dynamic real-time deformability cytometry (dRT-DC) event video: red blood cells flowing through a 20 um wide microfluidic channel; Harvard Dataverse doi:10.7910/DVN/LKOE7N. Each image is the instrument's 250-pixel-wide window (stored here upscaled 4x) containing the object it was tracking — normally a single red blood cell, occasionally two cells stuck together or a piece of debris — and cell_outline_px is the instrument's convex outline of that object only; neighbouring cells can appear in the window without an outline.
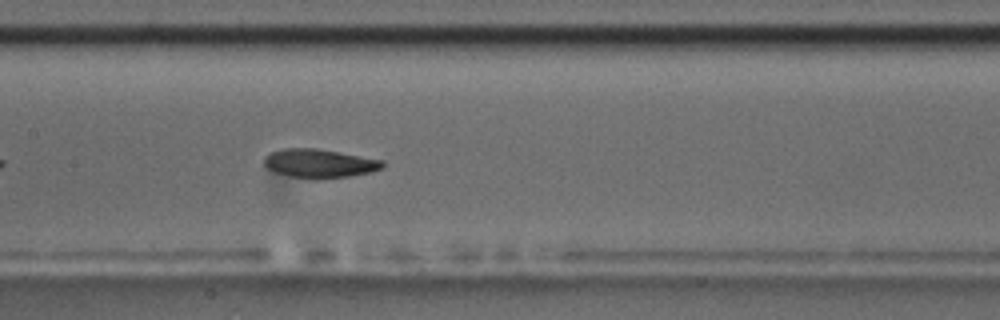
{"species": "common noctule bat (a hibernating species)", "species_latin": "Nyctalus noctula", "temperature_condition": "room temperature", "stored_images_in_passage": 24, "camera_frame_rate_fps": 3000, "um_per_image_px": 0.085, "animal": {"sex": "male", "body_mass_g": 17.5, "forearm_length_mm": 52.3}, "frame": {"image": 1, "passage_image": 14, "time_ms": 4.333, "image_size_px": [1000, 320], "cell_outline_px": [[384, 168], [372, 172], [348, 176], [320, 180], [312, 180], [288, 176], [276, 172], [268, 168], [264, 164], [264, 156], [272, 152], [284, 148], [316, 148], [384, 160]], "centroid_in_image_um": [27.17, 13.91], "position_along_channel_um": 180.2, "area_um2": 20.11}}